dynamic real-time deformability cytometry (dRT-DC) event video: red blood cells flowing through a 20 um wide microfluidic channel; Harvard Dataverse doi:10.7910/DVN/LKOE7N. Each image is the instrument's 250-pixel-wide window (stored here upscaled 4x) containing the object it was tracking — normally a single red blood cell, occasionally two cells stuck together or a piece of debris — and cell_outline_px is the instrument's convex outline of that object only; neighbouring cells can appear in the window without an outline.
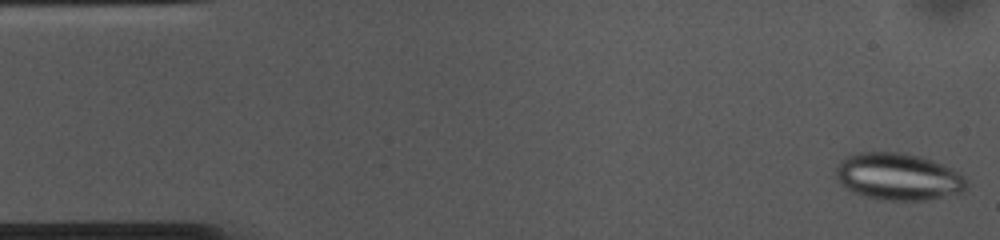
{"species": "common noctule bat (a hibernating species)", "species_latin": "Nyctalus noctula", "temperature_condition": "cold", "stored_images_in_passage": 53, "camera_frame_rate_fps": 3000, "um_per_image_px": 0.085, "animal": {"sex": "female", "body_mass_g": 10.0, "forearm_length_mm": 53.1}, "frame": {"image": 1, "passage_image": 1, "time_ms": 0.0, "image_size_px": [1000, 240], "cell_outline_px": [[968, 184], [960, 192], [944, 196], [924, 200], [888, 200], [864, 196], [852, 192], [840, 184], [836, 176], [836, 168], [840, 160], [848, 156], [860, 152], [900, 152], [920, 156], [932, 160], [952, 168], [964, 176], [968, 180]], "centroid_in_image_um": [76.33, 15.01], "position_along_channel_um": 8.7, "area_um2": 35.72}}
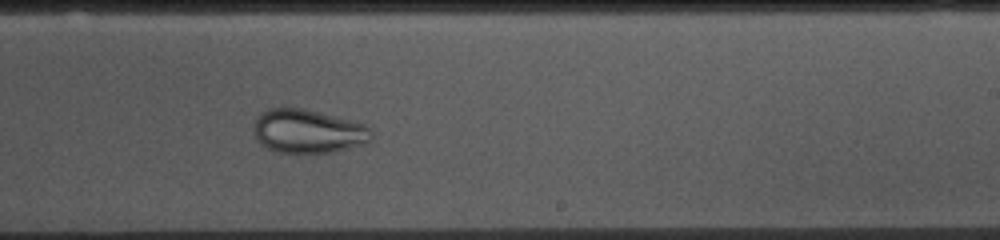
{"frame": {"image": 2, "passage_image": 31, "time_ms": 10.0, "image_size_px": [1000, 240], "cell_outline_px": [[372, 140], [364, 144], [336, 152], [276, 152], [260, 144], [252, 128], [252, 124], [256, 116], [272, 108], [304, 108], [364, 124], [372, 128]], "centroid_in_image_um": [26.18, 11.16], "position_along_channel_um": 262.8, "area_um2": 30.06}}
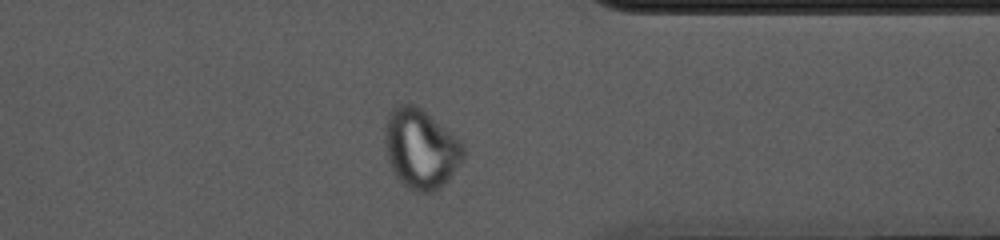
{"frame": {"image": 3, "passage_image": 41, "time_ms": 13.333, "image_size_px": [1000, 240], "cell_outline_px": [[464, 160], [448, 180], [444, 184], [432, 192], [416, 192], [408, 188], [396, 176], [388, 160], [384, 148], [384, 124], [392, 108], [400, 104], [416, 104], [460, 140], [464, 144]], "centroid_in_image_um": [35.75, 12.64], "position_along_channel_um": 375.6, "area_um2": 36.59}}